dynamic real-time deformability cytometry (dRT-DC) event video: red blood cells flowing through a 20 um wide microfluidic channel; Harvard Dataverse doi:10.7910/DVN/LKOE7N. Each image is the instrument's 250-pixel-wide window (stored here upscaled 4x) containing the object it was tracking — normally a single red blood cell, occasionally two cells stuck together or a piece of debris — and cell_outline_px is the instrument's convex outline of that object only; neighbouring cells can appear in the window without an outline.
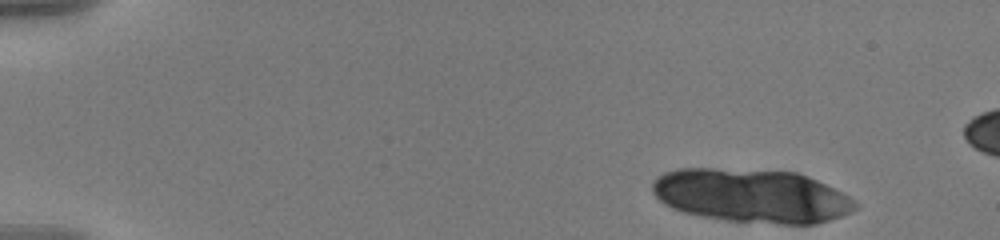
{"species": "human", "species_latin": "Homo sapiens", "temperature_condition": "warm", "stored_images_in_passage": 14, "camera_frame_rate_fps": 3000, "um_per_image_px": 0.085, "donor": {"sex": "male"}, "frame": {"image": 1, "passage_image": 1, "time_ms": 0.0, "image_size_px": [1000, 240], "cell_outline_px": [[860, 208], [840, 216], [816, 224], [780, 224], [724, 220], [700, 216], [684, 212], [672, 208], [664, 204], [652, 192], [652, 184], [656, 176], [664, 172], [676, 168], [716, 168], [796, 172], [808, 176], [844, 192], [860, 204]], "centroid_in_image_um": [63.9, 16.64], "position_along_channel_um": 21.1, "area_um2": 64.04}}